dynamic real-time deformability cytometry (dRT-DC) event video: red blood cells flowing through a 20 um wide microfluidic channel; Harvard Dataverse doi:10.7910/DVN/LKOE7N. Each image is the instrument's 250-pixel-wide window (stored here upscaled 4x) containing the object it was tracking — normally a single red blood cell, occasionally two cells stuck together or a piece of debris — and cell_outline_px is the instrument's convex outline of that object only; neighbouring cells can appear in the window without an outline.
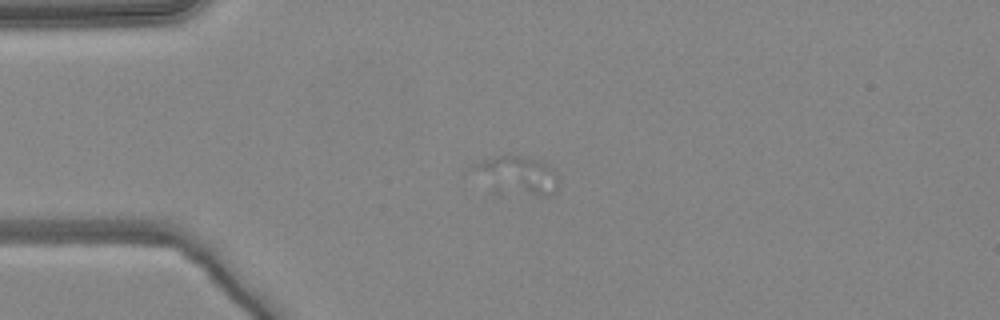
{"species": "common noctule bat (a hibernating species)", "species_latin": "Nyctalus noctula", "temperature_condition": "warm", "stored_images_in_passage": 5, "camera_frame_rate_fps": 3000, "um_per_image_px": 0.085, "animal": {"sex": "female", "body_mass_g": 24.6, "forearm_length_mm": 56.2}, "frame": {"image": 1, "passage_image": 2, "time_ms": 0.333, "image_size_px": [1000, 320], "cell_outline_px": [[560, 176], [556, 192], [548, 196], [544, 196], [528, 192], [468, 168], [472, 164], [480, 160], [496, 156], [520, 156], [540, 160], [548, 164]], "centroid_in_image_um": [44.24, 14.74], "position_along_channel_um": 40.8, "area_um2": 16.24}}
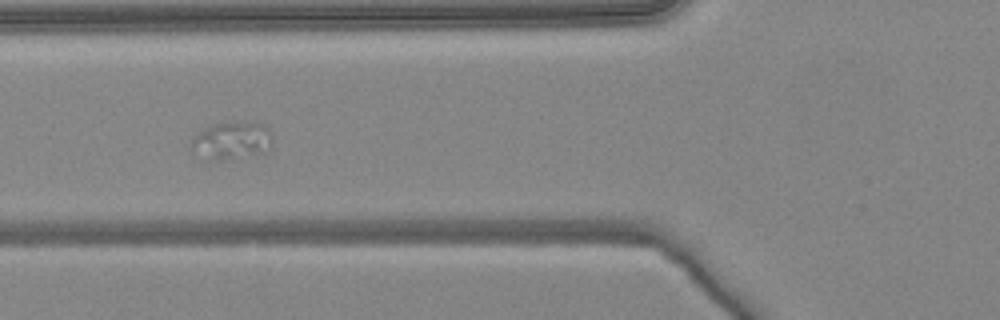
{"frame": {"image": 2, "passage_image": 4, "time_ms": 1.0, "image_size_px": [1000, 320], "cell_outline_px": [[272, 148], [268, 152], [220, 160], [216, 160], [188, 152], [188, 148], [192, 136], [196, 132], [212, 124], [264, 124], [268, 128], [272, 136]], "centroid_in_image_um": [19.63, 11.98], "position_along_channel_um": 106.2, "area_um2": 17.8}}
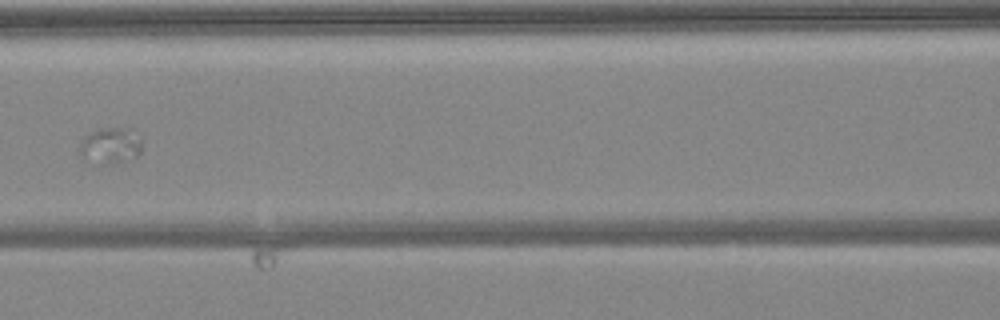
{"frame": {"image": 3, "passage_image": 5, "time_ms": 1.333, "image_size_px": [1000, 320], "cell_outline_px": [[140, 152], [136, 156], [116, 164], [112, 164], [80, 156], [80, 140], [88, 132], [100, 128], [136, 128], [140, 140]], "centroid_in_image_um": [9.41, 12.31], "position_along_channel_um": 157.2, "area_um2": 13.01}}